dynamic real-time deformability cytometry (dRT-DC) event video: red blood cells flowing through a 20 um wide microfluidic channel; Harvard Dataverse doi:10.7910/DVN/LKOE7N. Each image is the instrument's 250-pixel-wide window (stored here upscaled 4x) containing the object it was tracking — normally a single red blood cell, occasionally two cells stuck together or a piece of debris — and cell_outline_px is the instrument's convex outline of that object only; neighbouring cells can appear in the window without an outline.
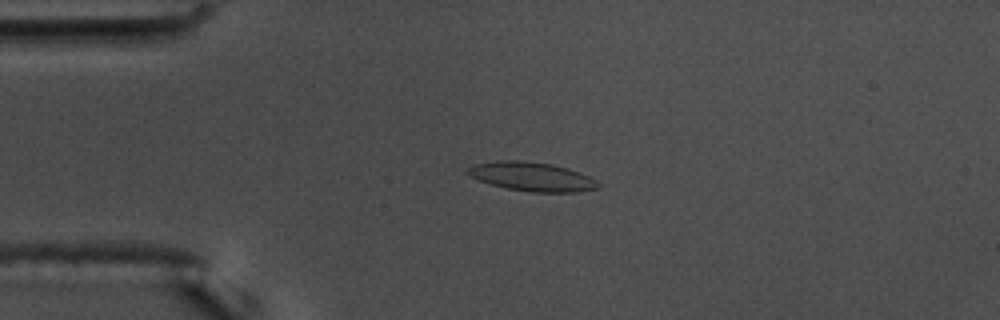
{"species": "common noctule bat (a hibernating species)", "species_latin": "Nyctalus noctula", "temperature_condition": "warm", "stored_images_in_passage": 57, "camera_frame_rate_fps": 3000, "um_per_image_px": 0.085, "animal": {"sex": "male", "body_mass_g": 17.5, "forearm_length_mm": 52.3}, "frame": {"image": 1, "passage_image": 14, "time_ms": 4.333, "image_size_px": [1000, 320], "cell_outline_px": [[600, 188], [576, 192], [528, 192], [508, 188], [492, 184], [480, 180], [464, 172], [472, 164], [500, 160], [524, 160], [552, 164], [568, 168], [580, 172], [596, 180], [600, 184]], "centroid_in_image_um": [45.23, 15.0], "position_along_channel_um": 39.8, "area_um2": 22.08}}
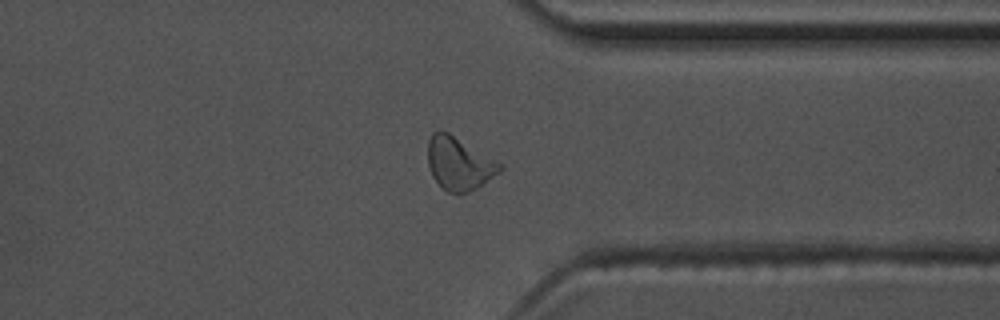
{"frame": {"image": 2, "passage_image": 44, "time_ms": 14.333, "image_size_px": [1000, 320], "cell_outline_px": [[504, 168], [500, 172], [476, 188], [460, 196], [456, 196], [448, 192], [432, 176], [428, 164], [428, 140], [432, 132], [448, 132], [504, 164]], "centroid_in_image_um": [39.04, 13.93], "position_along_channel_um": 372.4, "area_um2": 22.31}}
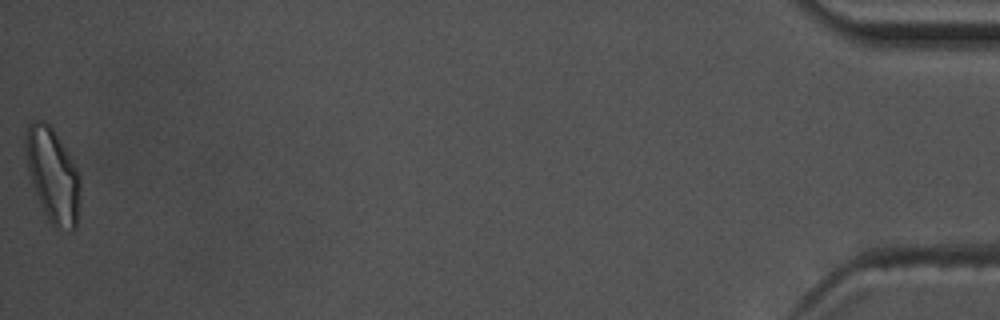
{"frame": {"image": 3, "passage_image": 57, "time_ms": 18.667, "image_size_px": [1000, 320], "cell_outline_px": [[80, 196], [76, 228], [72, 232], [52, 224], [48, 220], [40, 204], [32, 184], [28, 172], [24, 148], [24, 136], [28, 124], [32, 120], [44, 120], [52, 128], [76, 168], [80, 176]], "centroid_in_image_um": [4.46, 14.89], "position_along_channel_um": 430.7, "area_um2": 29.88}, "authors_computed_cell_mechanics": {"area_um2": 20.9814, "velocity_mm_per_s": 3.6249, "shape_relaxation_time_tau1_ms": null, "shape_relaxation_time_tau2_ms": 3.1173, "deformation_change_tau1": null, "deformation_change_tau2": 0.1065}}